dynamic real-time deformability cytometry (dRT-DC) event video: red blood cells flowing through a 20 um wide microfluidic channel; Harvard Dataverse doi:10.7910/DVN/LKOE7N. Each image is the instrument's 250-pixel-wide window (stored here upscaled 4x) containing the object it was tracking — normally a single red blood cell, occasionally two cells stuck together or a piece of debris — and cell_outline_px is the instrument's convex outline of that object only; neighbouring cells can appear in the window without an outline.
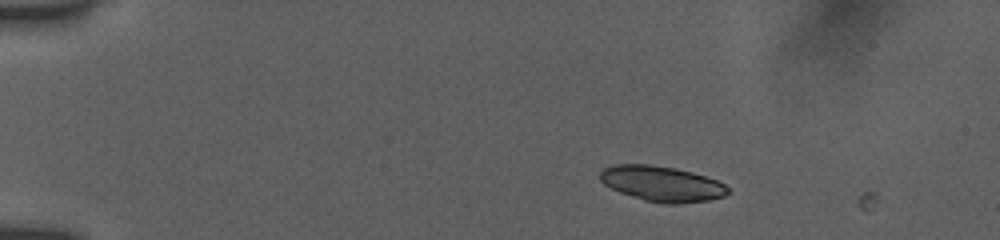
{"species": "human", "species_latin": "Homo sapiens", "temperature_condition": "room temperature", "stored_images_in_passage": 4, "camera_frame_rate_fps": 3000, "um_per_image_px": 0.085, "donor": {"sex": "female"}, "frame": {"image": 1, "passage_image": 1, "time_ms": 0.0, "image_size_px": [1000, 240], "cell_outline_px": [[728, 192], [724, 196], [708, 200], [680, 204], [664, 204], [644, 200], [620, 192], [604, 184], [600, 180], [600, 172], [604, 168], [612, 164], [648, 164], [676, 168], [692, 172], [716, 180], [724, 184], [728, 188]], "centroid_in_image_um": [56.24, 15.61], "position_along_channel_um": 28.8, "area_um2": 26.3}}